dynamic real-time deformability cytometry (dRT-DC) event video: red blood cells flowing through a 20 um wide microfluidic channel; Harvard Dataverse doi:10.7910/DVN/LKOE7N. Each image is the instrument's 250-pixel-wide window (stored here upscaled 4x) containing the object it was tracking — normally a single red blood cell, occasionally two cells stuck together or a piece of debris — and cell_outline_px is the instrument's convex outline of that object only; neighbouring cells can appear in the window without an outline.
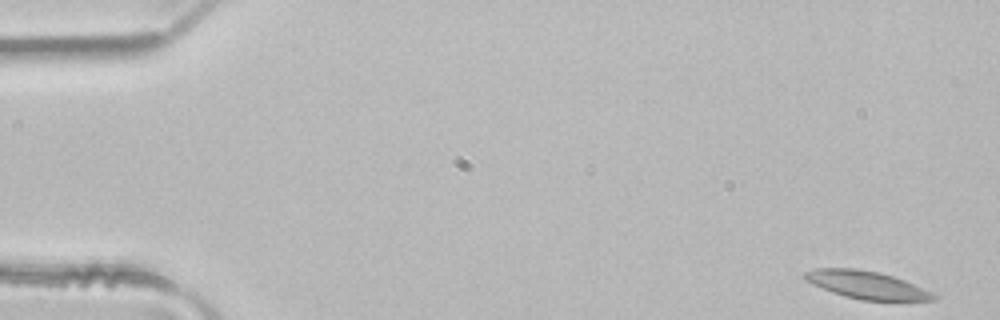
{"species": "common noctule bat (a hibernating species)", "species_latin": "Nyctalus noctula", "temperature_condition": "room temperature", "stored_images_in_passage": 49, "camera_frame_rate_fps": 3000, "um_per_image_px": 0.085, "animal": {"sex": "male", "body_mass_g": 21.5, "forearm_length_mm": 52.0}, "frame": {"image": 1, "passage_image": 1, "time_ms": 0.0, "image_size_px": [1000, 320], "cell_outline_px": [[936, 300], [860, 300], [832, 292], [812, 284], [804, 280], [804, 272], [816, 268], [856, 268], [880, 272], [904, 280], [932, 292], [936, 296]], "centroid_in_image_um": [73.63, 24.2], "position_along_channel_um": 11.4, "area_um2": 20.63}}
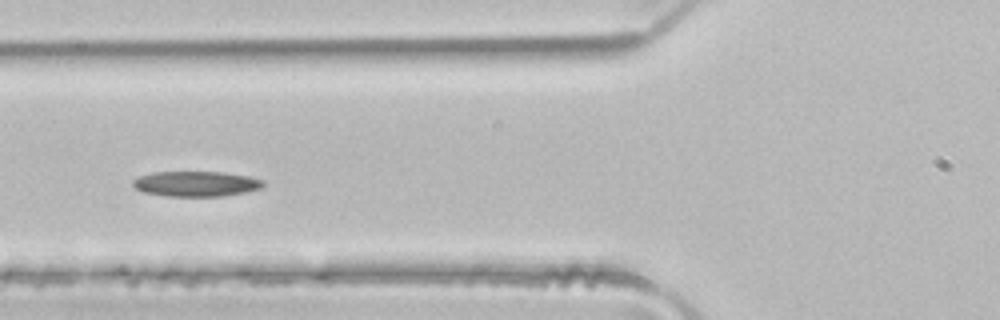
{"frame": {"image": 2, "passage_image": 18, "time_ms": 5.667, "image_size_px": [1000, 320], "cell_outline_px": [[264, 188], [248, 192], [224, 196], [164, 196], [144, 192], [136, 188], [132, 184], [132, 180], [140, 176], [152, 172], [224, 172], [248, 176], [264, 180]], "centroid_in_image_um": [16.71, 15.63], "position_along_channel_um": 109.1, "area_um2": 19.36}}
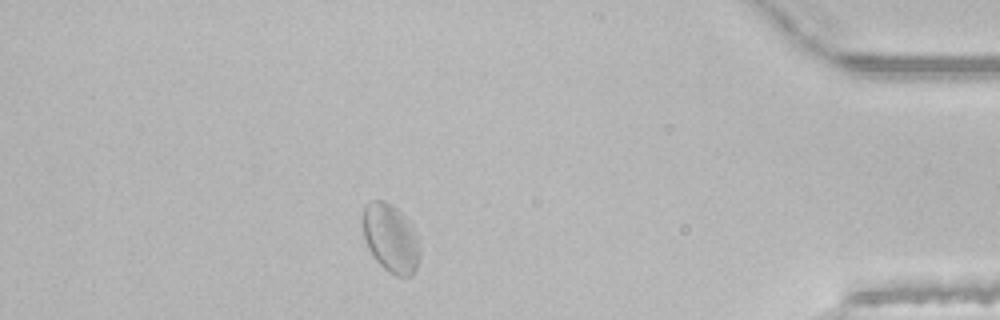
{"frame": {"image": 3, "passage_image": 43, "time_ms": 14.0, "image_size_px": [1000, 320], "cell_outline_px": [[420, 252], [416, 268], [412, 276], [396, 276], [388, 272], [372, 256], [368, 248], [364, 236], [364, 204], [368, 200], [384, 200], [396, 208], [408, 220], [412, 228], [420, 248]], "centroid_in_image_um": [33.2, 20.26], "position_along_channel_um": 402.0, "area_um2": 22.48}, "authors_computed_cell_mechanics": {"area_um2": 20.2878, "velocity_mm_per_s": 4.0358, "shape_relaxation_time_tau1_ms": null, "shape_relaxation_time_tau2_ms": 2.8108, "deformation_change_tau1": null, "deformation_change_tau2": 0.0716}}